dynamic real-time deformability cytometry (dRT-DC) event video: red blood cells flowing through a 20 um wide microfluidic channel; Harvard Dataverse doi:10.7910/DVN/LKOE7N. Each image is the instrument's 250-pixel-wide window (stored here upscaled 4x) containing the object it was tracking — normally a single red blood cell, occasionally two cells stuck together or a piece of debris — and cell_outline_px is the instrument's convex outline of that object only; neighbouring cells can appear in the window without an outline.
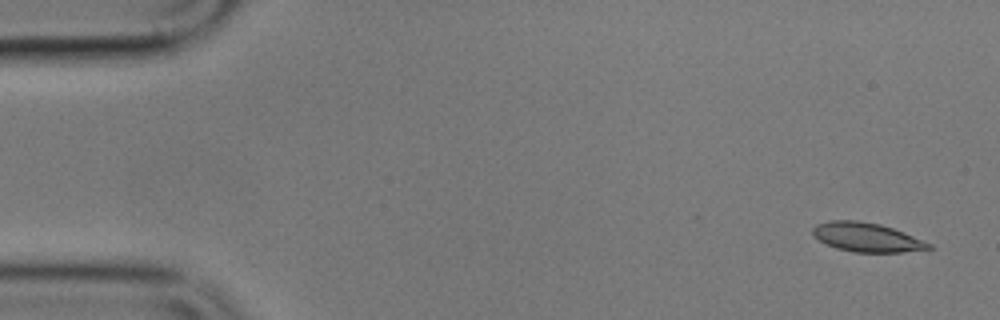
{"species": "common noctule bat (a hibernating species)", "species_latin": "Nyctalus noctula", "temperature_condition": "cold", "stored_images_in_passage": 6, "camera_frame_rate_fps": 3000, "um_per_image_px": 0.085, "animal": {"sex": "male", "body_mass_g": 17.9}, "frame": {"image": 1, "passage_image": 1, "time_ms": 0.0, "image_size_px": [1000, 320], "cell_outline_px": [[936, 248], [928, 252], [852, 252], [836, 248], [812, 236], [812, 228], [816, 224], [828, 220], [856, 220], [880, 224], [904, 232], [932, 244]], "centroid_in_image_um": [73.75, 20.18], "position_along_channel_um": 11.2, "area_um2": 20.11}}
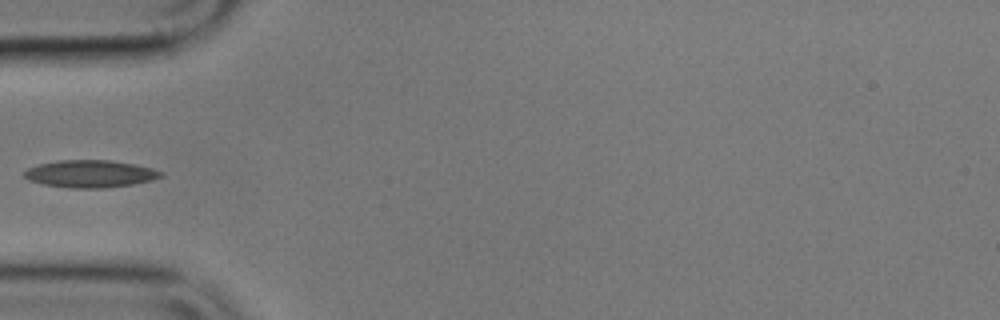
{"frame": {"image": 2, "passage_image": 5, "time_ms": 5.333, "image_size_px": [1000, 320], "cell_outline_px": [[164, 176], [152, 180], [132, 184], [104, 188], [68, 188], [44, 184], [28, 180], [24, 176], [24, 172], [28, 168], [40, 164], [60, 160], [112, 160], [152, 168], [164, 172]], "centroid_in_image_um": [7.69, 14.77], "position_along_channel_um": 77.3, "area_um2": 21.73}}